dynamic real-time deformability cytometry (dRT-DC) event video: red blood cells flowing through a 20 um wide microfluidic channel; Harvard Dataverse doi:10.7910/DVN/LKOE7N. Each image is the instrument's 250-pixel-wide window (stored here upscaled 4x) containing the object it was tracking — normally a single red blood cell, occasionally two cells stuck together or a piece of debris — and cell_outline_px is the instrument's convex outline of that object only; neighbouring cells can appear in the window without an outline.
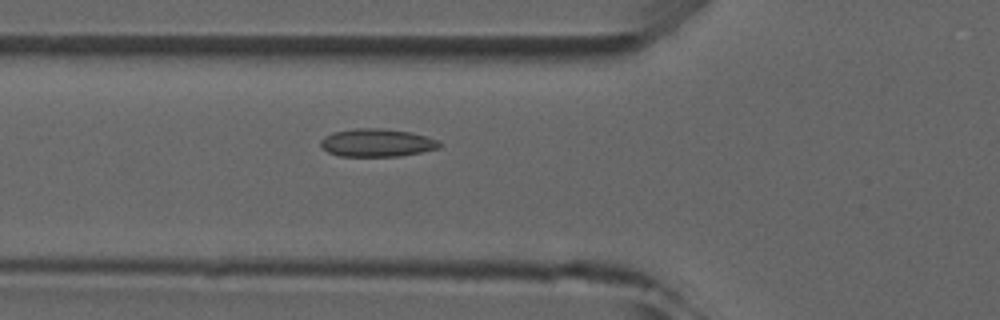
{"species": "common noctule bat (a hibernating species)", "species_latin": "Nyctalus noctula", "temperature_condition": "room temperature", "stored_images_in_passage": 4, "camera_frame_rate_fps": 3000, "um_per_image_px": 0.085, "animal": {"sex": "male", "forearm_length_mm": 52.5}, "frame": {"image": 1, "passage_image": 4, "time_ms": 4.333, "image_size_px": [1000, 320], "cell_outline_px": [[440, 148], [400, 156], [340, 156], [328, 152], [320, 144], [320, 140], [324, 136], [332, 132], [356, 128], [380, 128], [408, 132], [428, 136], [440, 140]], "centroid_in_image_um": [32.04, 12.13], "position_along_channel_um": 93.8, "area_um2": 19.36}}